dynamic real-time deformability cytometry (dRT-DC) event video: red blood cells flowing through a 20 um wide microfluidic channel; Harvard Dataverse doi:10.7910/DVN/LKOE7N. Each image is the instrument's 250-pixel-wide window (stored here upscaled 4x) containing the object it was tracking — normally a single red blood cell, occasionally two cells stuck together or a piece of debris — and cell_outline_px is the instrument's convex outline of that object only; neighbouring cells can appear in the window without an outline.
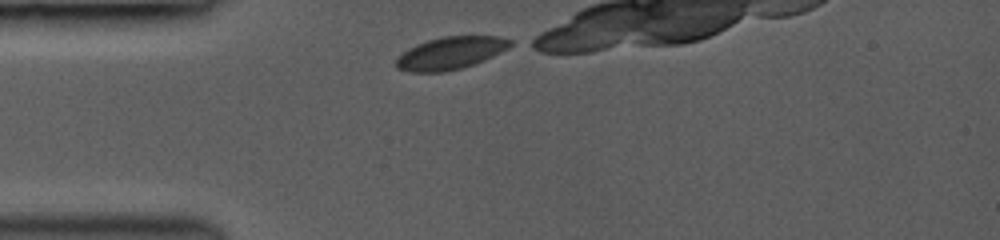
{"species": "common noctule bat (a hibernating species)", "species_latin": "Nyctalus noctula", "temperature_condition": "room temperature", "stored_images_in_passage": 4, "camera_frame_rate_fps": 3000, "um_per_image_px": 0.085, "animal": {"sex": "female", "body_mass_g": 19.0, "forearm_length_mm": 53.3}, "frame": {"image": 1, "passage_image": 1, "time_ms": 0.0, "image_size_px": [1000, 240], "cell_outline_px": [[516, 44], [484, 60], [460, 68], [444, 72], [408, 72], [396, 68], [396, 60], [408, 48], [416, 44], [440, 36], [500, 36], [516, 40]], "centroid_in_image_um": [38.34, 4.49], "position_along_channel_um": 46.7, "area_um2": 21.73}}
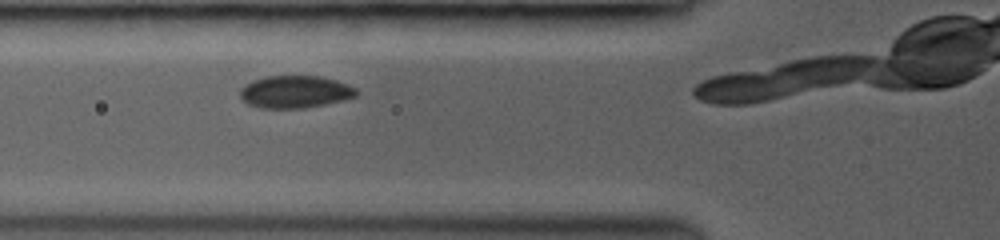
{"frame": {"image": 2, "passage_image": 3, "time_ms": 1.667, "image_size_px": [1000, 240], "cell_outline_px": [[360, 92], [356, 96], [344, 100], [304, 108], [260, 108], [248, 104], [240, 96], [240, 88], [244, 84], [252, 80], [264, 76], [320, 76], [336, 80], [348, 84], [356, 88]], "centroid_in_image_um": [25.08, 7.8], "position_along_channel_um": 100.7, "area_um2": 22.14}}